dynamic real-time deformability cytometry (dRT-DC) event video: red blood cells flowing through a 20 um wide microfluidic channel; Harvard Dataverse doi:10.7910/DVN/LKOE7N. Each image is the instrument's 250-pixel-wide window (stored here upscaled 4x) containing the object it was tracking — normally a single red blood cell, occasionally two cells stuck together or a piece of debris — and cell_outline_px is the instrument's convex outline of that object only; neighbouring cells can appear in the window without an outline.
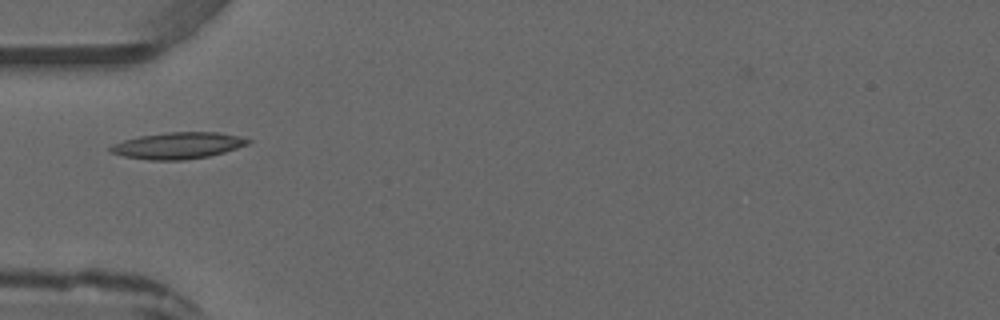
{"species": "common noctule bat (a hibernating species)", "species_latin": "Nyctalus noctula", "temperature_condition": "warm", "stored_images_in_passage": 5, "camera_frame_rate_fps": 3000, "um_per_image_px": 0.085, "animal": {"sex": "male", "forearm_length_mm": 52.5}, "frame": {"image": 1, "passage_image": 4, "time_ms": 4.333, "image_size_px": [1000, 320], "cell_outline_px": [[252, 140], [248, 144], [224, 152], [208, 156], [184, 160], [148, 160], [124, 156], [108, 152], [108, 148], [112, 144], [124, 140], [140, 136], [168, 132], [220, 132], [240, 136]], "centroid_in_image_um": [15.11, 12.37], "position_along_channel_um": 69.9, "area_um2": 21.27}}
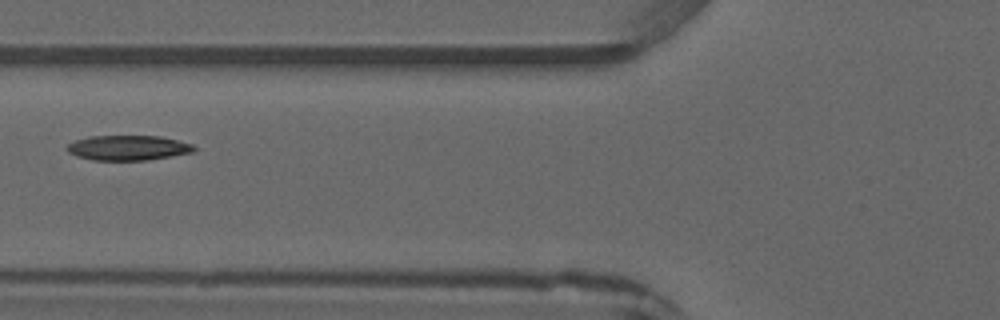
{"frame": {"image": 2, "passage_image": 5, "time_ms": 5.333, "image_size_px": [1000, 320], "cell_outline_px": [[196, 148], [192, 152], [172, 156], [148, 160], [92, 160], [76, 156], [68, 152], [64, 148], [68, 144], [76, 140], [88, 136], [160, 136], [192, 144]], "centroid_in_image_um": [10.84, 12.56], "position_along_channel_um": 115.0, "area_um2": 18.5}}